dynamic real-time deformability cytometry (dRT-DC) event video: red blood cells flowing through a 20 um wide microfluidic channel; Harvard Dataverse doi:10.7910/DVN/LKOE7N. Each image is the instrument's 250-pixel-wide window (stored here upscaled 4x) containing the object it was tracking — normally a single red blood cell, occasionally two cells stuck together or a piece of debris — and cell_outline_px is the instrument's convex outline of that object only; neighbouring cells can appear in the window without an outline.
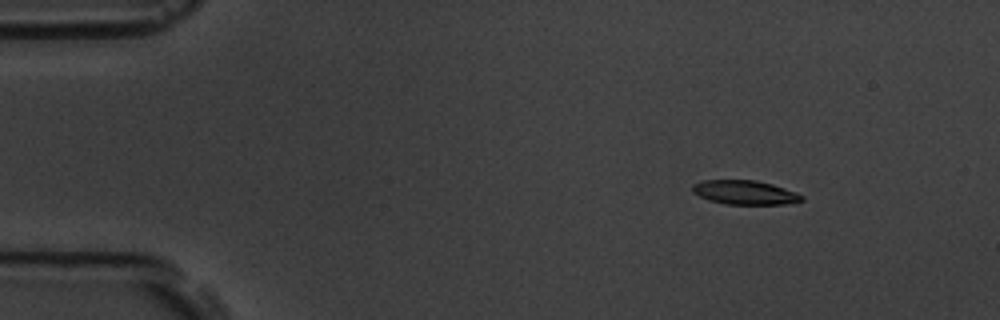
{"species": "common noctule bat (a hibernating species)", "species_latin": "Nyctalus noctula", "temperature_condition": "room temperature", "stored_images_in_passage": 9, "camera_frame_rate_fps": 3000, "um_per_image_px": 0.085, "animal": {"sex": "male", "body_mass_g": 19.5, "forearm_length_mm": 54.6}, "frame": {"image": 1, "passage_image": 3, "time_ms": 2.333, "image_size_px": [1000, 320], "cell_outline_px": [[804, 200], [784, 204], [724, 204], [708, 200], [692, 192], [692, 184], [704, 180], [756, 180], [772, 184], [796, 192], [804, 196]], "centroid_in_image_um": [63.3, 16.35], "position_along_channel_um": 21.7, "area_um2": 15.37}}
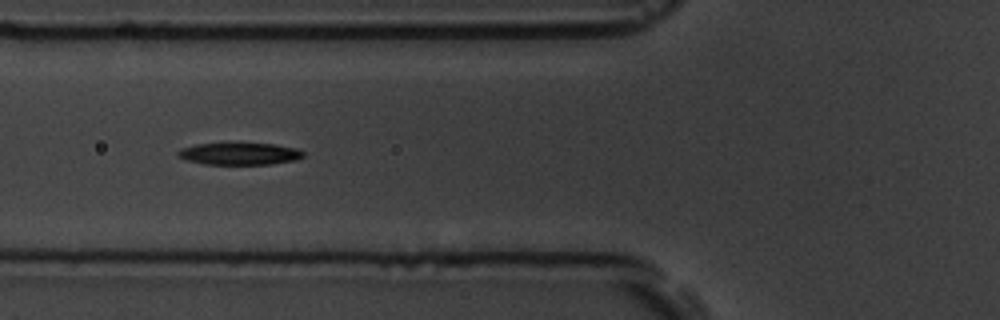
{"frame": {"image": 2, "passage_image": 7, "time_ms": 7.0, "image_size_px": [1000, 320], "cell_outline_px": [[304, 156], [296, 160], [272, 164], [204, 164], [188, 160], [180, 156], [176, 152], [180, 148], [196, 144], [276, 144], [300, 148], [304, 152]], "centroid_in_image_um": [20.43, 13.07], "position_along_channel_um": 105.4, "area_um2": 16.01}}
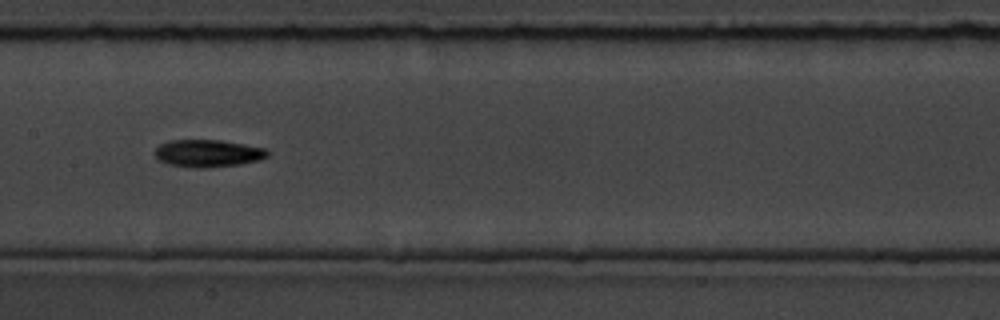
{"frame": {"image": 3, "passage_image": 9, "time_ms": 9.333, "image_size_px": [1000, 320], "cell_outline_px": [[268, 156], [260, 160], [240, 164], [204, 168], [192, 168], [168, 164], [160, 160], [152, 152], [160, 144], [168, 140], [220, 140], [268, 148]], "centroid_in_image_um": [17.67, 13.03], "position_along_channel_um": 189.7, "area_um2": 18.15}}